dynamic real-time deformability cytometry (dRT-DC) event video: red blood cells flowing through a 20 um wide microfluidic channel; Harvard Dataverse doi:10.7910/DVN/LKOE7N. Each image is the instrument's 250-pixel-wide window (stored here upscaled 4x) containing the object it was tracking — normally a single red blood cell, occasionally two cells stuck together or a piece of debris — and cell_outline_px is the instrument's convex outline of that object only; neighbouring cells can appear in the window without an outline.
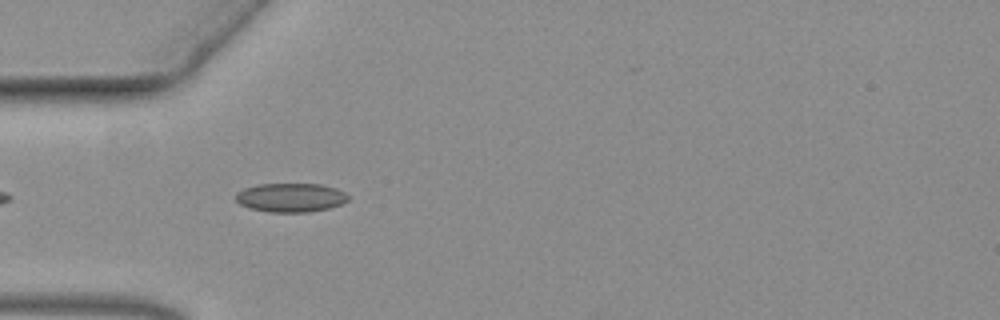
{"species": "common noctule bat (a hibernating species)", "species_latin": "Nyctalus noctula", "temperature_condition": "warm", "stored_images_in_passage": 45, "camera_frame_rate_fps": 3000, "um_per_image_px": 0.085, "animal": {"sex": "female", "body_mass_g": 19.3, "forearm_length_mm": 54.1}, "frame": {"image": 1, "passage_image": 4, "time_ms": 1.0, "image_size_px": [1000, 320], "cell_outline_px": [[348, 200], [340, 204], [328, 208], [308, 212], [268, 212], [248, 208], [240, 204], [236, 200], [236, 192], [244, 188], [256, 184], [320, 184], [336, 188], [344, 192], [348, 196]], "centroid_in_image_um": [24.67, 16.79], "position_along_channel_um": 60.3, "area_um2": 18.96}}
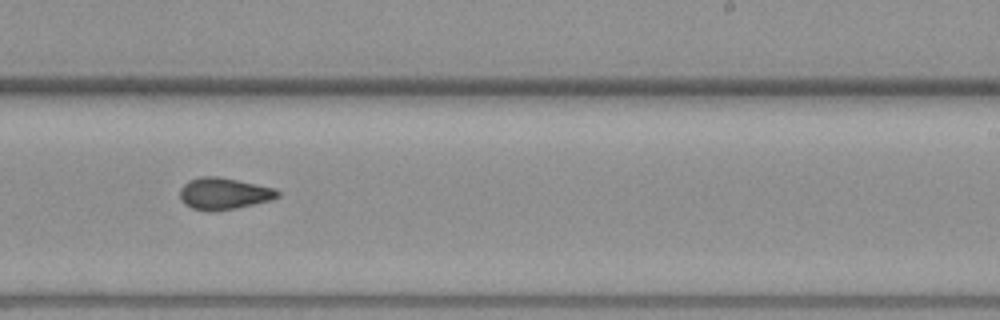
{"frame": {"image": 2, "passage_image": 22, "time_ms": 7.0, "image_size_px": [1000, 320], "cell_outline_px": [[280, 196], [272, 200], [236, 208], [212, 212], [192, 208], [184, 204], [180, 200], [180, 188], [188, 180], [200, 176], [216, 176], [276, 188], [280, 192]], "centroid_in_image_um": [19.02, 16.46], "position_along_channel_um": 270.0, "area_um2": 18.21}}
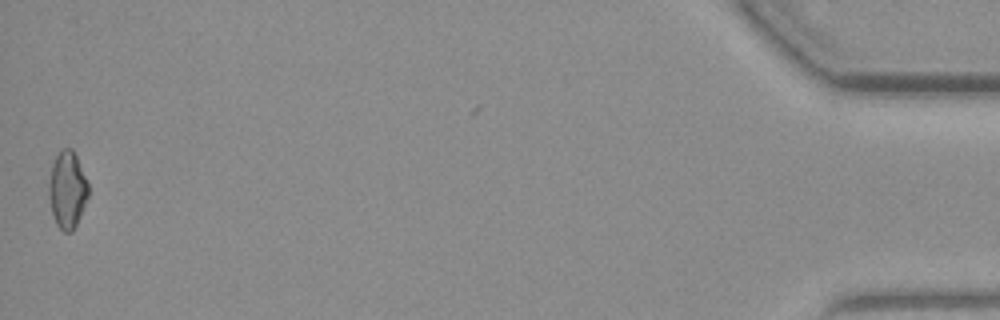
{"frame": {"image": 3, "passage_image": 44, "time_ms": 14.333, "image_size_px": [1000, 320], "cell_outline_px": [[88, 196], [76, 224], [72, 232], [64, 232], [56, 224], [52, 212], [48, 196], [48, 184], [52, 164], [56, 156], [64, 148], [72, 148], [76, 156], [88, 184]], "centroid_in_image_um": [5.7, 16.14], "position_along_channel_um": 429.5, "area_um2": 17.46}}